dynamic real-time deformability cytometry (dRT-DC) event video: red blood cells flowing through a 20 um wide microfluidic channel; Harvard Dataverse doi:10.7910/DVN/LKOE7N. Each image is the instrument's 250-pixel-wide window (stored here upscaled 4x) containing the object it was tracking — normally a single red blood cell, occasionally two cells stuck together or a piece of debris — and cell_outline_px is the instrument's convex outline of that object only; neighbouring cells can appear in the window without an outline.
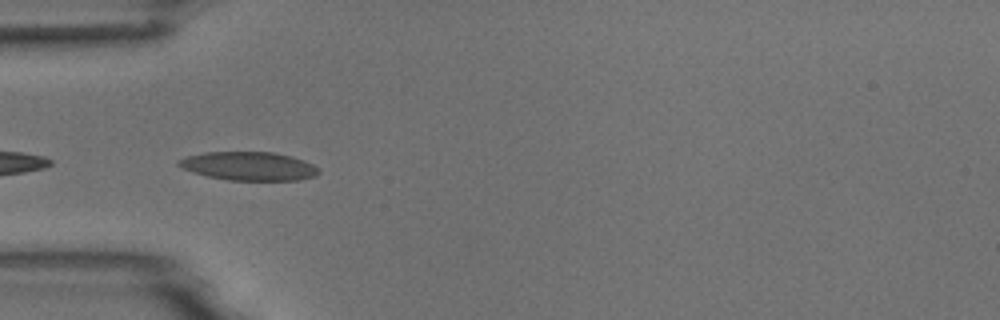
{"species": "common noctule bat (a hibernating species)", "species_latin": "Nyctalus noctula", "temperature_condition": "room temperature", "stored_images_in_passage": 9, "camera_frame_rate_fps": 3000, "um_per_image_px": 0.085, "animal": {"sex": "male", "body_mass_g": 18.8}, "frame": {"image": 1, "passage_image": 2, "time_ms": 0.333, "image_size_px": [1000, 320], "cell_outline_px": [[320, 172], [316, 176], [300, 180], [228, 180], [208, 176], [192, 172], [176, 164], [176, 160], [188, 156], [204, 152], [272, 152], [292, 156], [304, 160], [320, 168]], "centroid_in_image_um": [21.18, 14.12], "position_along_channel_um": 63.8, "area_um2": 23.41}}